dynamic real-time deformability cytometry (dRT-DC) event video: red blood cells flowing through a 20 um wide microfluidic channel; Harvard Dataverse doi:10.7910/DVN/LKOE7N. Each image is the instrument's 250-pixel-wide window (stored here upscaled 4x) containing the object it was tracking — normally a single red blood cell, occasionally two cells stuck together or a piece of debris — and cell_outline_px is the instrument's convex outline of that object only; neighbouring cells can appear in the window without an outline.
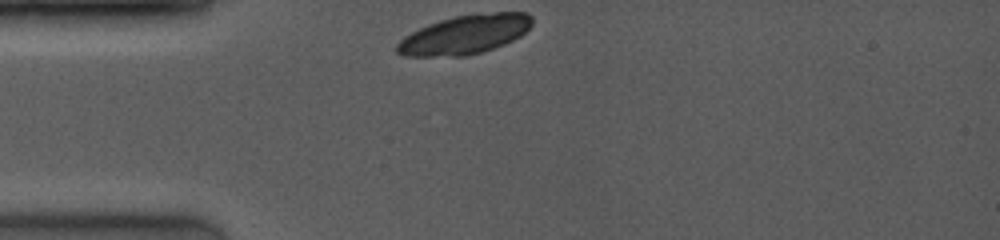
{"species": "common noctule bat (a hibernating species)", "species_latin": "Nyctalus noctula", "temperature_condition": "room temperature", "stored_images_in_passage": 4, "camera_frame_rate_fps": 4000, "um_per_image_px": 0.085, "animal": {"sex": "female", "body_mass_g": 19.0, "forearm_length_mm": 53.3}, "frame": {"image": 1, "passage_image": 1, "time_ms": 0.0, "image_size_px": [1000, 240], "cell_outline_px": [[532, 24], [520, 36], [504, 44], [480, 52], [464, 56], [404, 56], [396, 52], [396, 44], [404, 36], [428, 24], [440, 20], [456, 16], [476, 12], [528, 12], [532, 16]], "centroid_in_image_um": [39.51, 2.92], "position_along_channel_um": 45.5, "area_um2": 30.75}}